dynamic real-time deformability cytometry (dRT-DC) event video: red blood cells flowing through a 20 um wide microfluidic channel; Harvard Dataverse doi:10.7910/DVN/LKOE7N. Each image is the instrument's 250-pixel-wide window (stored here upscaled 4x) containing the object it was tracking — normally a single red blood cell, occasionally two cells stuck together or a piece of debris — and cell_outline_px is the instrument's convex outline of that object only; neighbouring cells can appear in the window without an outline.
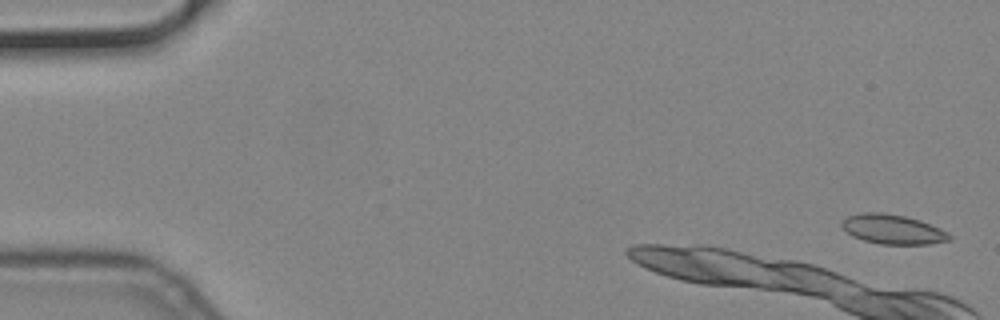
{"species": "common noctule bat (a hibernating species)", "species_latin": "Nyctalus noctula", "temperature_condition": "cold", "stored_images_in_passage": 9, "camera_frame_rate_fps": 3000, "um_per_image_px": 0.085, "animal": {"sex": "male", "body_mass_g": 19.2, "forearm_length_mm": 51.8}, "frame": {"image": 1, "passage_image": 2, "time_ms": 0.333, "image_size_px": [1000, 320], "cell_outline_px": [[952, 240], [928, 244], [880, 244], [864, 240], [852, 236], [840, 224], [848, 216], [864, 212], [884, 212], [904, 216], [920, 220], [940, 228], [948, 232], [952, 236]], "centroid_in_image_um": [75.92, 19.49], "position_along_channel_um": 9.1, "area_um2": 18.5}}